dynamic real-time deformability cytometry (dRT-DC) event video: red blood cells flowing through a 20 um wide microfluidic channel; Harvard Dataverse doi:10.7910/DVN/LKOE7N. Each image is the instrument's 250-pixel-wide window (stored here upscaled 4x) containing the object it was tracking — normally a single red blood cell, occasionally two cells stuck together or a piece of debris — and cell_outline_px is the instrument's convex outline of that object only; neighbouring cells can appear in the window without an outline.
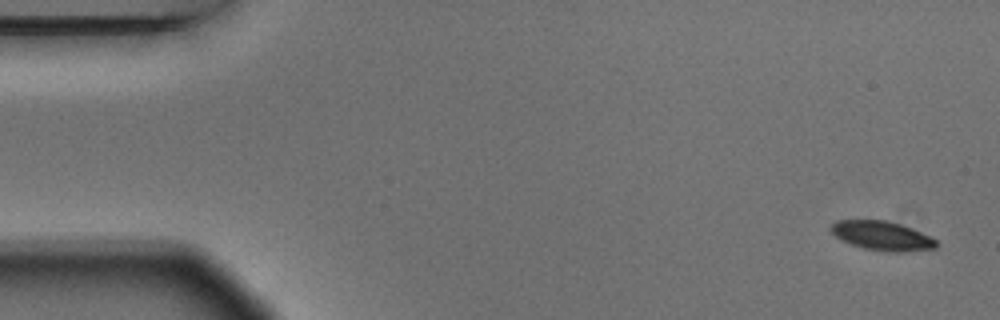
{"species": "Egyptian fruit bat (a non-hibernating species)", "species_latin": "Rousettus aegyptiacus", "temperature_condition": "warm", "stored_images_in_passage": 4, "camera_frame_rate_fps": 3000, "um_per_image_px": 0.085, "animal": {"sex": "male"}, "frame": {"image": 1, "passage_image": 1, "time_ms": 0.0, "image_size_px": [1000, 320], "cell_outline_px": [[936, 248], [904, 252], [888, 252], [864, 248], [840, 240], [828, 228], [836, 220], [888, 220], [912, 228], [932, 236], [936, 240]], "centroid_in_image_um": [74.98, 20.03], "position_along_channel_um": 10.0, "area_um2": 18.03}}
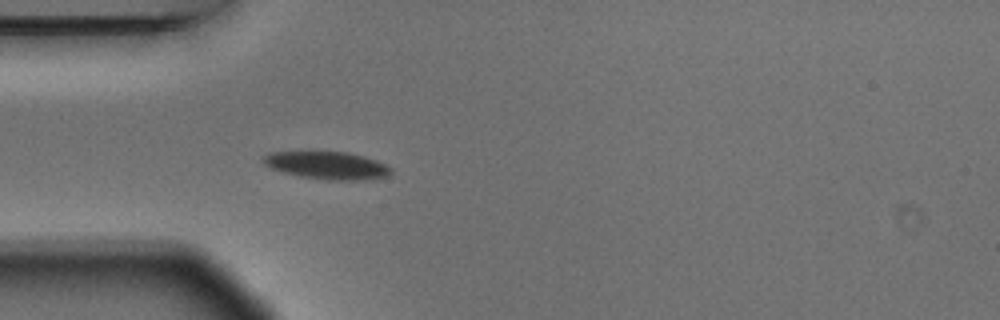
{"frame": {"image": 2, "passage_image": 4, "time_ms": 1.0, "image_size_px": [1000, 320], "cell_outline_px": [[392, 172], [388, 176], [368, 180], [328, 180], [300, 176], [284, 172], [272, 168], [264, 164], [260, 160], [264, 156], [272, 152], [348, 152], [364, 156], [376, 160], [392, 168]], "centroid_in_image_um": [27.84, 14.06], "position_along_channel_um": 57.2, "area_um2": 20.52}}